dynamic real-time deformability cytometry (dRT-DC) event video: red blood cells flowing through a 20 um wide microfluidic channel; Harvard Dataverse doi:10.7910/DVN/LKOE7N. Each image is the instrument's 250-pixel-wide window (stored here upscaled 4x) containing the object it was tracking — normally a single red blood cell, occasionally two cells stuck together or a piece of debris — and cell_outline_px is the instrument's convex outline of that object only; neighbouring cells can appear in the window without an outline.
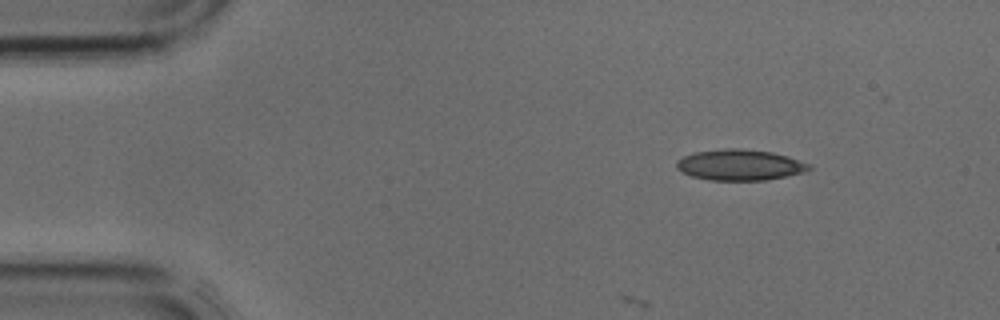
{"species": "common noctule bat (a hibernating species)", "species_latin": "Nyctalus noctula", "temperature_condition": "cold", "stored_images_in_passage": 4, "camera_frame_rate_fps": 3000, "um_per_image_px": 0.085, "animal": {"sex": "male", "body_mass_g": 17.9, "forearm_length_mm": 54.2}, "frame": {"image": 1, "passage_image": 1, "time_ms": 0.0, "image_size_px": [1000, 320], "cell_outline_px": [[812, 168], [804, 172], [764, 180], [708, 180], [692, 176], [676, 168], [676, 160], [684, 156], [696, 152], [724, 148], [740, 148], [772, 152], [788, 156], [812, 164]], "centroid_in_image_um": [62.9, 14.01], "position_along_channel_um": 22.1, "area_um2": 23.81}}
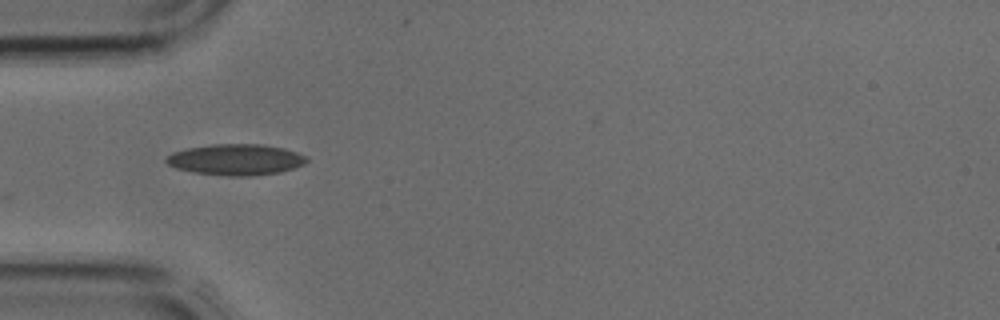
{"frame": {"image": 2, "passage_image": 3, "time_ms": 0.667, "image_size_px": [1000, 320], "cell_outline_px": [[308, 160], [304, 164], [280, 172], [252, 176], [228, 176], [196, 172], [176, 168], [168, 164], [164, 160], [172, 152], [188, 148], [212, 144], [264, 144], [284, 148], [308, 156]], "centroid_in_image_um": [20.07, 13.56], "position_along_channel_um": 64.9, "area_um2": 25.37}}